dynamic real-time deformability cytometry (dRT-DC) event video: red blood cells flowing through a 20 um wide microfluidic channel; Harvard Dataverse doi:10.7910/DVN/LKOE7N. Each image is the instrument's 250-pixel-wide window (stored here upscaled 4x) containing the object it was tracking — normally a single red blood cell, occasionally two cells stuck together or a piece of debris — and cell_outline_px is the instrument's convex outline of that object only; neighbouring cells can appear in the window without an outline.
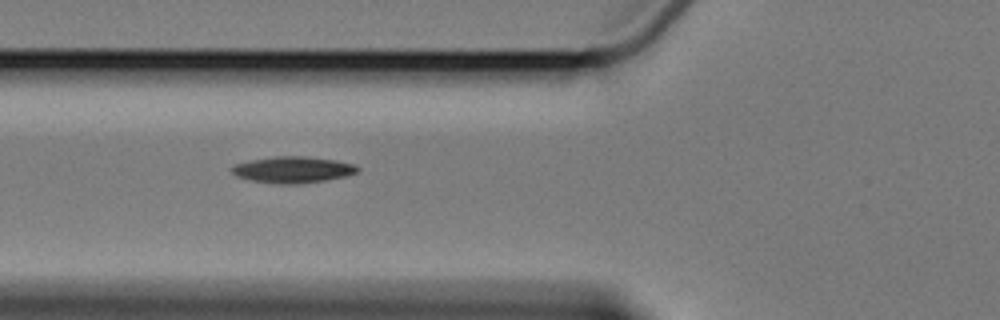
{"species": "Egyptian fruit bat (a non-hibernating species)", "species_latin": "Rousettus aegyptiacus", "temperature_condition": "cold", "stored_images_in_passage": 6, "camera_frame_rate_fps": 3000, "um_per_image_px": 0.085, "animal": {"sex": "female"}, "frame": {"image": 1, "passage_image": 4, "time_ms": 3.667, "image_size_px": [1000, 320], "cell_outline_px": [[360, 168], [356, 172], [344, 176], [324, 180], [296, 184], [280, 184], [252, 180], [236, 176], [232, 172], [232, 164], [252, 160], [276, 156], [308, 156], [336, 160], [352, 164]], "centroid_in_image_um": [24.87, 14.41], "position_along_channel_um": 100.9, "area_um2": 19.07}}
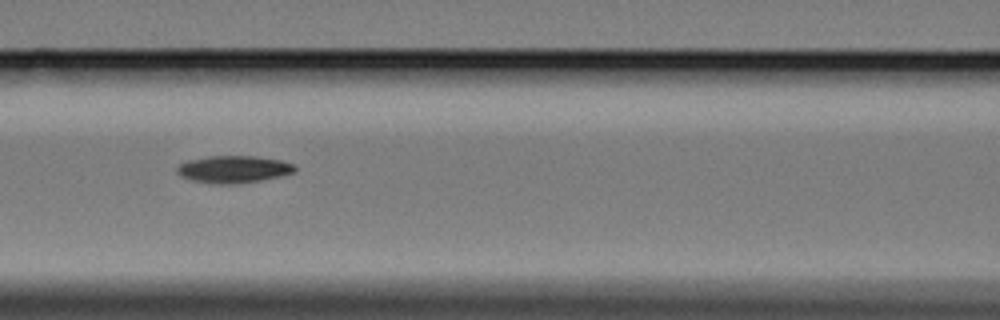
{"frame": {"image": 2, "passage_image": 5, "time_ms": 5.0, "image_size_px": [1000, 320], "cell_outline_px": [[296, 172], [280, 176], [260, 180], [232, 184], [208, 184], [192, 180], [180, 176], [176, 172], [176, 168], [180, 164], [188, 160], [208, 156], [256, 156], [280, 160], [296, 164]], "centroid_in_image_um": [19.85, 14.39], "position_along_channel_um": 146.8, "area_um2": 18.84}}
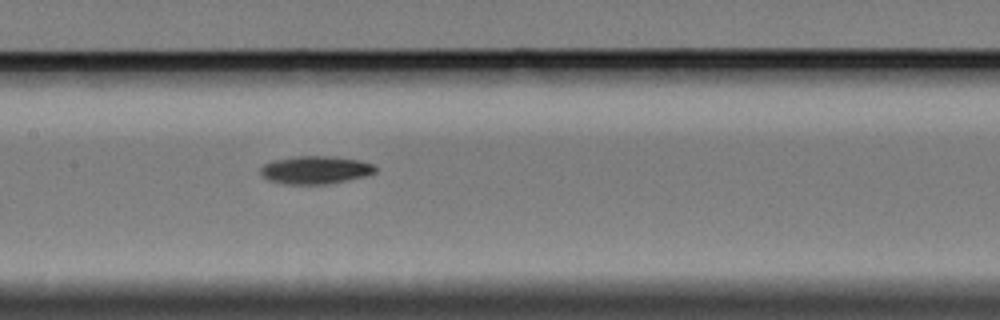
{"frame": {"image": 3, "passage_image": 6, "time_ms": 6.0, "image_size_px": [1000, 320], "cell_outline_px": [[376, 172], [364, 176], [328, 184], [284, 184], [268, 180], [260, 176], [260, 168], [264, 164], [276, 160], [296, 156], [328, 156], [360, 160], [372, 164], [376, 168]], "centroid_in_image_um": [26.77, 14.45], "position_along_channel_um": 180.6, "area_um2": 18.61}}